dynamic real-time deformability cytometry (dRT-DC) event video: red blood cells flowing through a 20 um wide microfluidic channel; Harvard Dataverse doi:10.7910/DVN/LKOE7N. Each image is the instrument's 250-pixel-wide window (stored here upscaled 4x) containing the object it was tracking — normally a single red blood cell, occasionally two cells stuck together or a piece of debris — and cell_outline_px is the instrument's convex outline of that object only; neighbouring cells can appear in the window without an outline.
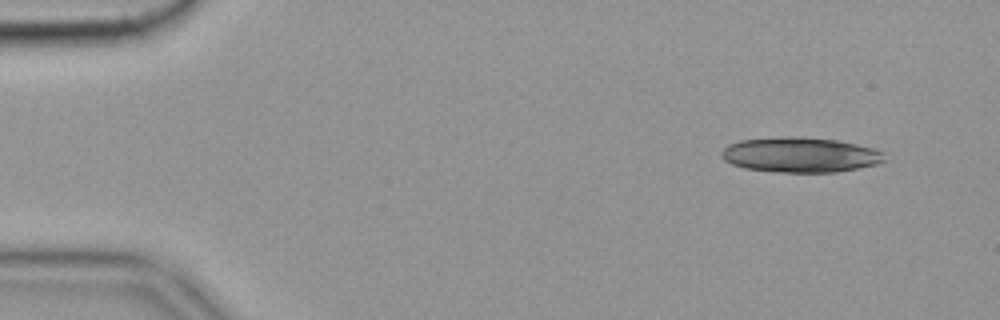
{"species": "common noctule bat (a hibernating species)", "species_latin": "Nyctalus noctula", "temperature_condition": "cold", "stored_images_in_passage": 30, "camera_frame_rate_fps": 3000, "um_per_image_px": 0.085, "animal": {"sex": "female", "body_mass_g": 19.9}, "frame": {"image": 1, "passage_image": 5, "time_ms": 1.333, "image_size_px": [1000, 320], "cell_outline_px": [[884, 160], [876, 164], [836, 172], [776, 172], [744, 168], [732, 164], [724, 160], [720, 156], [720, 152], [728, 144], [740, 140], [784, 136], [800, 136], [836, 140], [856, 144], [872, 148], [884, 152]], "centroid_in_image_um": [67.97, 13.15], "position_along_channel_um": 17.0, "area_um2": 33.35}}